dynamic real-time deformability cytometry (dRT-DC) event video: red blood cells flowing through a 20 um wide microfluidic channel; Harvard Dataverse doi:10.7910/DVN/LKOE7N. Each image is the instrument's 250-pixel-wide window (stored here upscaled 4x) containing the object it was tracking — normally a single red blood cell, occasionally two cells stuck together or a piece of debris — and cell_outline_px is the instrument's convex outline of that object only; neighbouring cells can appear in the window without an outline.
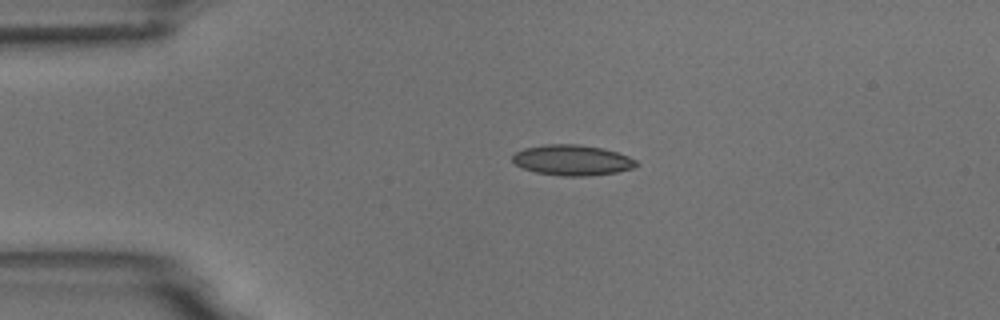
{"species": "common noctule bat (a hibernating species)", "species_latin": "Nyctalus noctula", "temperature_condition": "room temperature", "stored_images_in_passage": 2, "camera_frame_rate_fps": 3000, "um_per_image_px": 0.085, "animal": {"sex": "male", "body_mass_g": 18.8}, "frame": {"image": 1, "passage_image": 1, "time_ms": 0.0, "image_size_px": [1000, 320], "cell_outline_px": [[640, 164], [632, 168], [616, 172], [588, 176], [564, 176], [536, 172], [524, 168], [516, 164], [512, 160], [512, 156], [516, 152], [524, 148], [544, 144], [580, 144], [604, 148], [628, 156], [636, 160]], "centroid_in_image_um": [48.65, 13.6], "position_along_channel_um": 36.3, "area_um2": 22.02}}